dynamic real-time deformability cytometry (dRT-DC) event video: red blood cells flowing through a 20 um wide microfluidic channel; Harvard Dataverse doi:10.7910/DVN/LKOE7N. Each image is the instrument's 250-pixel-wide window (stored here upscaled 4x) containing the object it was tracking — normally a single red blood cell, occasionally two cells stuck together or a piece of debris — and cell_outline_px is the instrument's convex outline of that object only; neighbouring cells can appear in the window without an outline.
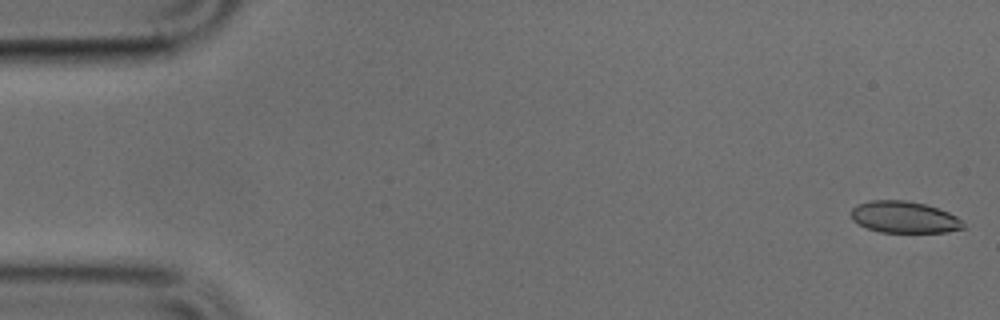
{"species": "common noctule bat (a hibernating species)", "species_latin": "Nyctalus noctula", "temperature_condition": "cold", "stored_images_in_passage": 49, "camera_frame_rate_fps": 3000, "um_per_image_px": 0.085, "animal": {"sex": "male", "body_mass_g": 17.9, "forearm_length_mm": 54.2}, "frame": {"image": 1, "passage_image": 1, "time_ms": 0.0, "image_size_px": [1000, 320], "cell_outline_px": [[964, 228], [948, 232], [880, 232], [868, 228], [852, 220], [852, 208], [856, 204], [872, 200], [904, 200], [924, 204], [948, 212], [956, 216], [964, 224]], "centroid_in_image_um": [76.85, 18.46], "position_along_channel_um": 8.2, "area_um2": 20.52}}
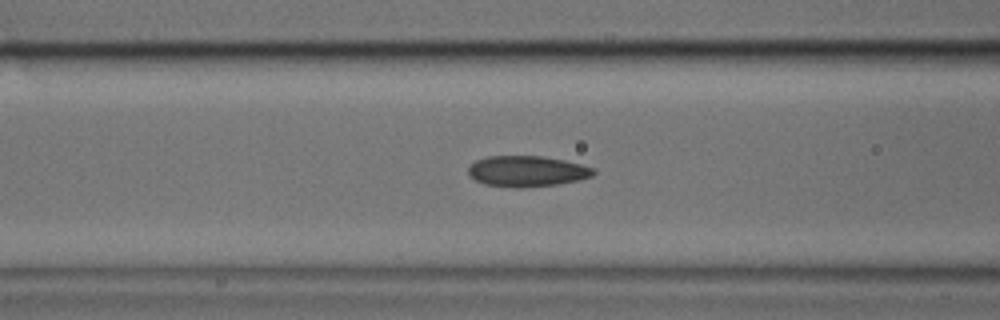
{"frame": {"image": 2, "passage_image": 19, "time_ms": 6.0, "image_size_px": [1000, 320], "cell_outline_px": [[596, 172], [592, 176], [580, 180], [556, 184], [520, 188], [516, 188], [484, 184], [468, 176], [468, 168], [476, 160], [488, 156], [544, 156], [564, 160], [596, 168]], "centroid_in_image_um": [44.8, 14.55], "position_along_channel_um": 121.8, "area_um2": 22.6}}
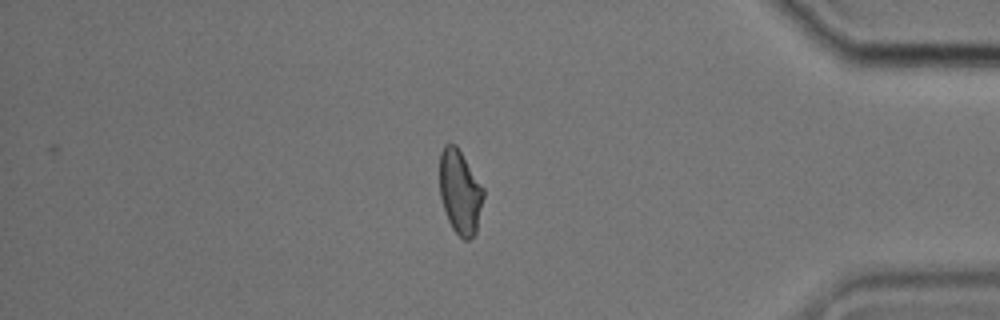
{"frame": {"image": 3, "passage_image": 42, "time_ms": 13.667, "image_size_px": [1000, 320], "cell_outline_px": [[484, 196], [476, 232], [468, 240], [464, 240], [452, 228], [448, 220], [440, 196], [440, 152], [444, 144], [456, 144], [484, 188]], "centroid_in_image_um": [39.1, 16.3], "position_along_channel_um": 396.1, "area_um2": 21.39}}